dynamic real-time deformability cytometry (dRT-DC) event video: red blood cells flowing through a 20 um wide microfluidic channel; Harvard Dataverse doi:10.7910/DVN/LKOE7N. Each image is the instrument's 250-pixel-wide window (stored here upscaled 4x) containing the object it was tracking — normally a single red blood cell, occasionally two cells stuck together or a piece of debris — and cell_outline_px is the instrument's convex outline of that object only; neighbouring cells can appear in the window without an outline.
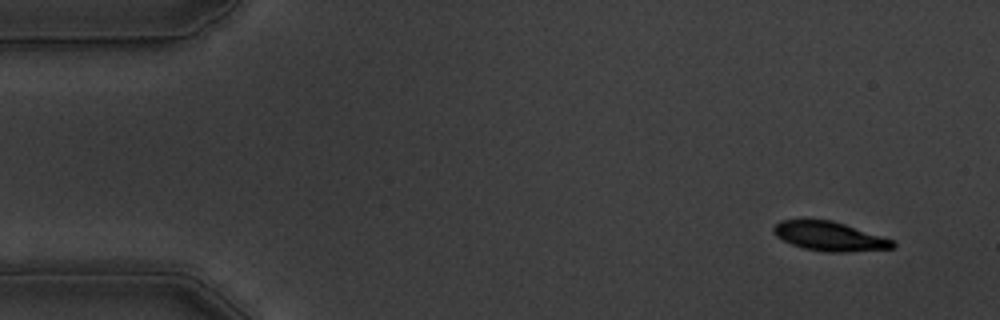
{"species": "common noctule bat (a hibernating species)", "species_latin": "Nyctalus noctula", "temperature_condition": "warm", "stored_images_in_passage": 53, "camera_frame_rate_fps": 3000, "um_per_image_px": 0.085, "animal": {"sex": "male", "body_mass_g": 19.5, "forearm_length_mm": 54.6}, "frame": {"image": 1, "passage_image": 1, "time_ms": 0.0, "image_size_px": [1000, 320], "cell_outline_px": [[896, 244], [892, 248], [844, 252], [824, 252], [804, 248], [792, 244], [776, 236], [772, 232], [772, 228], [780, 220], [832, 220], [896, 240]], "centroid_in_image_um": [70.53, 20.08], "position_along_channel_um": 14.5, "area_um2": 20.23}}
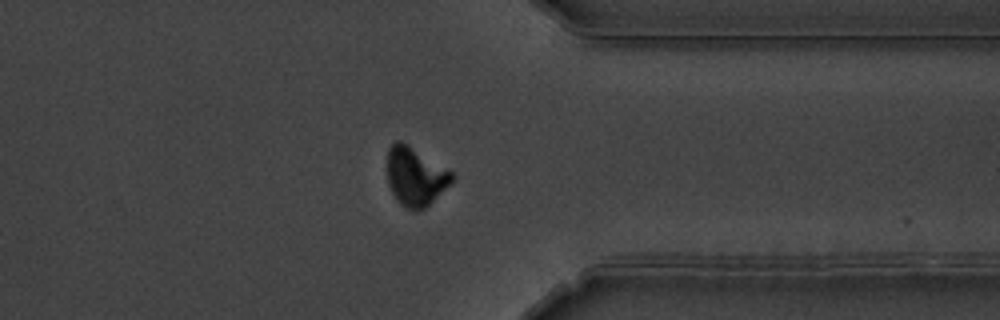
{"frame": {"image": 2, "passage_image": 41, "time_ms": 13.333, "image_size_px": [1000, 320], "cell_outline_px": [[456, 180], [424, 208], [404, 208], [396, 200], [388, 184], [388, 148], [396, 140], [400, 140], [408, 144], [452, 172], [456, 176]], "centroid_in_image_um": [35.32, 14.98], "position_along_channel_um": 376.1, "area_um2": 21.96}}
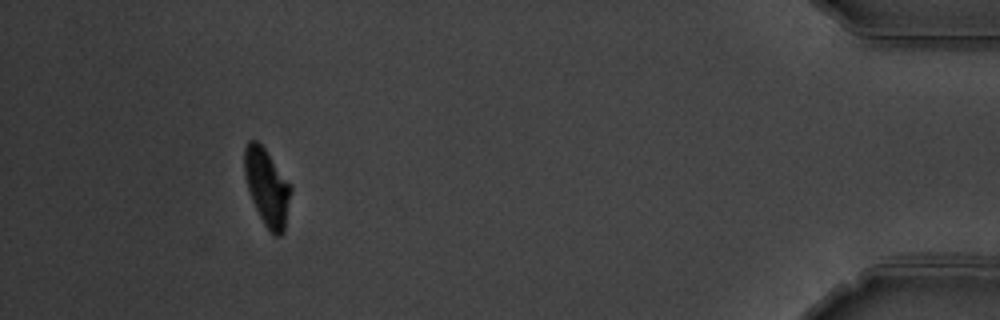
{"frame": {"image": 3, "passage_image": 49, "time_ms": 16.0, "image_size_px": [1000, 320], "cell_outline_px": [[292, 192], [284, 232], [280, 236], [272, 236], [264, 224], [252, 200], [244, 176], [244, 148], [248, 140], [256, 140], [264, 148], [292, 184]], "centroid_in_image_um": [22.72, 15.93], "position_along_channel_um": 412.5, "area_um2": 21.04}, "authors_computed_cell_mechanics": {"area_um2": 22.3686, "velocity_mm_per_s": 3.5368, "shape_relaxation_time_tau1_ms": 3.17, "shape_relaxation_time_tau2_ms": 1.1133, "deformation_change_tau1": 0.1469, "deformation_change_tau2": 0.0345}}